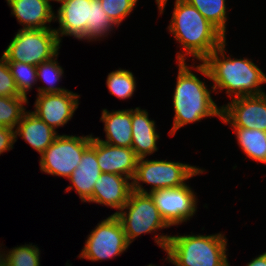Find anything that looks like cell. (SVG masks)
Returning a JSON list of instances; mask_svg holds the SVG:
<instances>
[{
  "label": "cell",
  "instance_id": "obj_28",
  "mask_svg": "<svg viewBox=\"0 0 266 266\" xmlns=\"http://www.w3.org/2000/svg\"><path fill=\"white\" fill-rule=\"evenodd\" d=\"M6 253L7 266H41L40 249L32 243L14 247Z\"/></svg>",
  "mask_w": 266,
  "mask_h": 266
},
{
  "label": "cell",
  "instance_id": "obj_34",
  "mask_svg": "<svg viewBox=\"0 0 266 266\" xmlns=\"http://www.w3.org/2000/svg\"><path fill=\"white\" fill-rule=\"evenodd\" d=\"M0 248H1V246H0ZM0 266H7V254L3 250L0 251Z\"/></svg>",
  "mask_w": 266,
  "mask_h": 266
},
{
  "label": "cell",
  "instance_id": "obj_19",
  "mask_svg": "<svg viewBox=\"0 0 266 266\" xmlns=\"http://www.w3.org/2000/svg\"><path fill=\"white\" fill-rule=\"evenodd\" d=\"M58 132L49 127L30 110L26 111L15 129L17 136L25 140L40 155L54 142Z\"/></svg>",
  "mask_w": 266,
  "mask_h": 266
},
{
  "label": "cell",
  "instance_id": "obj_14",
  "mask_svg": "<svg viewBox=\"0 0 266 266\" xmlns=\"http://www.w3.org/2000/svg\"><path fill=\"white\" fill-rule=\"evenodd\" d=\"M131 192L130 178L102 172L95 182L92 197L88 202L117 209L115 215L127 204Z\"/></svg>",
  "mask_w": 266,
  "mask_h": 266
},
{
  "label": "cell",
  "instance_id": "obj_17",
  "mask_svg": "<svg viewBox=\"0 0 266 266\" xmlns=\"http://www.w3.org/2000/svg\"><path fill=\"white\" fill-rule=\"evenodd\" d=\"M11 14L23 28L47 29L54 21V11L50 1L55 0H6ZM49 25V26H48Z\"/></svg>",
  "mask_w": 266,
  "mask_h": 266
},
{
  "label": "cell",
  "instance_id": "obj_29",
  "mask_svg": "<svg viewBox=\"0 0 266 266\" xmlns=\"http://www.w3.org/2000/svg\"><path fill=\"white\" fill-rule=\"evenodd\" d=\"M103 11L114 22L116 27L134 10L138 0H99Z\"/></svg>",
  "mask_w": 266,
  "mask_h": 266
},
{
  "label": "cell",
  "instance_id": "obj_21",
  "mask_svg": "<svg viewBox=\"0 0 266 266\" xmlns=\"http://www.w3.org/2000/svg\"><path fill=\"white\" fill-rule=\"evenodd\" d=\"M232 129L244 154L251 160L266 164V132L247 128Z\"/></svg>",
  "mask_w": 266,
  "mask_h": 266
},
{
  "label": "cell",
  "instance_id": "obj_7",
  "mask_svg": "<svg viewBox=\"0 0 266 266\" xmlns=\"http://www.w3.org/2000/svg\"><path fill=\"white\" fill-rule=\"evenodd\" d=\"M115 216L119 219L129 244L141 234H152L157 230L170 228L150 194L132 191L127 204Z\"/></svg>",
  "mask_w": 266,
  "mask_h": 266
},
{
  "label": "cell",
  "instance_id": "obj_30",
  "mask_svg": "<svg viewBox=\"0 0 266 266\" xmlns=\"http://www.w3.org/2000/svg\"><path fill=\"white\" fill-rule=\"evenodd\" d=\"M0 96L16 97L21 96L17 89L15 80L11 74L6 58H0Z\"/></svg>",
  "mask_w": 266,
  "mask_h": 266
},
{
  "label": "cell",
  "instance_id": "obj_33",
  "mask_svg": "<svg viewBox=\"0 0 266 266\" xmlns=\"http://www.w3.org/2000/svg\"><path fill=\"white\" fill-rule=\"evenodd\" d=\"M157 3V7L159 10L160 15L163 13V11L165 10L164 8L166 7L167 1L168 0H155Z\"/></svg>",
  "mask_w": 266,
  "mask_h": 266
},
{
  "label": "cell",
  "instance_id": "obj_18",
  "mask_svg": "<svg viewBox=\"0 0 266 266\" xmlns=\"http://www.w3.org/2000/svg\"><path fill=\"white\" fill-rule=\"evenodd\" d=\"M132 144L135 155L143 158L158 150L157 141L160 135L156 131V122L149 119L148 111L136 107L131 109Z\"/></svg>",
  "mask_w": 266,
  "mask_h": 266
},
{
  "label": "cell",
  "instance_id": "obj_5",
  "mask_svg": "<svg viewBox=\"0 0 266 266\" xmlns=\"http://www.w3.org/2000/svg\"><path fill=\"white\" fill-rule=\"evenodd\" d=\"M204 169L167 160H147L138 158L136 172L132 180V191L149 194L152 191L167 188H177L186 184L191 177L202 174ZM151 185L150 190L140 183Z\"/></svg>",
  "mask_w": 266,
  "mask_h": 266
},
{
  "label": "cell",
  "instance_id": "obj_24",
  "mask_svg": "<svg viewBox=\"0 0 266 266\" xmlns=\"http://www.w3.org/2000/svg\"><path fill=\"white\" fill-rule=\"evenodd\" d=\"M58 55L59 53L52 59L42 62L36 66L37 81L41 80L47 84V86L37 87L38 94L62 93L67 91L65 88L56 86L57 82L62 79L64 73L63 68L57 61Z\"/></svg>",
  "mask_w": 266,
  "mask_h": 266
},
{
  "label": "cell",
  "instance_id": "obj_1",
  "mask_svg": "<svg viewBox=\"0 0 266 266\" xmlns=\"http://www.w3.org/2000/svg\"><path fill=\"white\" fill-rule=\"evenodd\" d=\"M226 41L216 48L194 70L210 79L214 92L225 90L230 98L258 96L264 94L261 88L266 83V74L249 58H230L226 56ZM234 95V97H232Z\"/></svg>",
  "mask_w": 266,
  "mask_h": 266
},
{
  "label": "cell",
  "instance_id": "obj_6",
  "mask_svg": "<svg viewBox=\"0 0 266 266\" xmlns=\"http://www.w3.org/2000/svg\"><path fill=\"white\" fill-rule=\"evenodd\" d=\"M60 43L54 28L20 29L5 49L3 56L7 61L37 66L56 56Z\"/></svg>",
  "mask_w": 266,
  "mask_h": 266
},
{
  "label": "cell",
  "instance_id": "obj_27",
  "mask_svg": "<svg viewBox=\"0 0 266 266\" xmlns=\"http://www.w3.org/2000/svg\"><path fill=\"white\" fill-rule=\"evenodd\" d=\"M7 63L19 94L27 98L28 91L37 83L36 66L16 61H7Z\"/></svg>",
  "mask_w": 266,
  "mask_h": 266
},
{
  "label": "cell",
  "instance_id": "obj_8",
  "mask_svg": "<svg viewBox=\"0 0 266 266\" xmlns=\"http://www.w3.org/2000/svg\"><path fill=\"white\" fill-rule=\"evenodd\" d=\"M92 134L58 135L40 155V170L46 174L69 178L79 165L84 151L91 145Z\"/></svg>",
  "mask_w": 266,
  "mask_h": 266
},
{
  "label": "cell",
  "instance_id": "obj_12",
  "mask_svg": "<svg viewBox=\"0 0 266 266\" xmlns=\"http://www.w3.org/2000/svg\"><path fill=\"white\" fill-rule=\"evenodd\" d=\"M79 98L80 95L69 90L62 93L37 94L35 110L31 112L56 131V128L65 126L72 119L78 108Z\"/></svg>",
  "mask_w": 266,
  "mask_h": 266
},
{
  "label": "cell",
  "instance_id": "obj_11",
  "mask_svg": "<svg viewBox=\"0 0 266 266\" xmlns=\"http://www.w3.org/2000/svg\"><path fill=\"white\" fill-rule=\"evenodd\" d=\"M221 120L232 128L257 129L266 132V93L240 96L224 104Z\"/></svg>",
  "mask_w": 266,
  "mask_h": 266
},
{
  "label": "cell",
  "instance_id": "obj_32",
  "mask_svg": "<svg viewBox=\"0 0 266 266\" xmlns=\"http://www.w3.org/2000/svg\"><path fill=\"white\" fill-rule=\"evenodd\" d=\"M246 266H266V252L253 258Z\"/></svg>",
  "mask_w": 266,
  "mask_h": 266
},
{
  "label": "cell",
  "instance_id": "obj_26",
  "mask_svg": "<svg viewBox=\"0 0 266 266\" xmlns=\"http://www.w3.org/2000/svg\"><path fill=\"white\" fill-rule=\"evenodd\" d=\"M106 85L111 95L122 100L131 98L136 89L133 73L121 68L108 73Z\"/></svg>",
  "mask_w": 266,
  "mask_h": 266
},
{
  "label": "cell",
  "instance_id": "obj_3",
  "mask_svg": "<svg viewBox=\"0 0 266 266\" xmlns=\"http://www.w3.org/2000/svg\"><path fill=\"white\" fill-rule=\"evenodd\" d=\"M178 76L174 88L172 104L174 108L173 126L169 134L174 136L177 130L188 124L200 122L203 118L219 117L222 107L215 103L205 81L200 80L191 69L194 65L178 62ZM190 66V67H189Z\"/></svg>",
  "mask_w": 266,
  "mask_h": 266
},
{
  "label": "cell",
  "instance_id": "obj_2",
  "mask_svg": "<svg viewBox=\"0 0 266 266\" xmlns=\"http://www.w3.org/2000/svg\"><path fill=\"white\" fill-rule=\"evenodd\" d=\"M174 4L167 29L182 47L177 52V62H186L189 55L193 61L198 59L201 63L226 41V37L186 0H175Z\"/></svg>",
  "mask_w": 266,
  "mask_h": 266
},
{
  "label": "cell",
  "instance_id": "obj_23",
  "mask_svg": "<svg viewBox=\"0 0 266 266\" xmlns=\"http://www.w3.org/2000/svg\"><path fill=\"white\" fill-rule=\"evenodd\" d=\"M226 37V0H186Z\"/></svg>",
  "mask_w": 266,
  "mask_h": 266
},
{
  "label": "cell",
  "instance_id": "obj_4",
  "mask_svg": "<svg viewBox=\"0 0 266 266\" xmlns=\"http://www.w3.org/2000/svg\"><path fill=\"white\" fill-rule=\"evenodd\" d=\"M154 242L167 254L166 260L175 266H229L227 238L222 233L200 235L156 234Z\"/></svg>",
  "mask_w": 266,
  "mask_h": 266
},
{
  "label": "cell",
  "instance_id": "obj_13",
  "mask_svg": "<svg viewBox=\"0 0 266 266\" xmlns=\"http://www.w3.org/2000/svg\"><path fill=\"white\" fill-rule=\"evenodd\" d=\"M60 2L57 14H54V22L58 21L59 28L55 32L61 42V37L73 36L82 40L90 23L92 0H55Z\"/></svg>",
  "mask_w": 266,
  "mask_h": 266
},
{
  "label": "cell",
  "instance_id": "obj_15",
  "mask_svg": "<svg viewBox=\"0 0 266 266\" xmlns=\"http://www.w3.org/2000/svg\"><path fill=\"white\" fill-rule=\"evenodd\" d=\"M96 158L101 172L119 174L133 180L138 157L131 147L106 144L96 137Z\"/></svg>",
  "mask_w": 266,
  "mask_h": 266
},
{
  "label": "cell",
  "instance_id": "obj_31",
  "mask_svg": "<svg viewBox=\"0 0 266 266\" xmlns=\"http://www.w3.org/2000/svg\"><path fill=\"white\" fill-rule=\"evenodd\" d=\"M15 142V130L9 127H0V155L12 150Z\"/></svg>",
  "mask_w": 266,
  "mask_h": 266
},
{
  "label": "cell",
  "instance_id": "obj_16",
  "mask_svg": "<svg viewBox=\"0 0 266 266\" xmlns=\"http://www.w3.org/2000/svg\"><path fill=\"white\" fill-rule=\"evenodd\" d=\"M101 170L96 158V137L92 135L91 145L84 151L82 159L68 180L71 185L66 187L69 192L75 188L82 202H88L93 193L96 180L101 175Z\"/></svg>",
  "mask_w": 266,
  "mask_h": 266
},
{
  "label": "cell",
  "instance_id": "obj_10",
  "mask_svg": "<svg viewBox=\"0 0 266 266\" xmlns=\"http://www.w3.org/2000/svg\"><path fill=\"white\" fill-rule=\"evenodd\" d=\"M149 194L169 227L187 222L197 211L198 198L187 183L177 188L152 191Z\"/></svg>",
  "mask_w": 266,
  "mask_h": 266
},
{
  "label": "cell",
  "instance_id": "obj_20",
  "mask_svg": "<svg viewBox=\"0 0 266 266\" xmlns=\"http://www.w3.org/2000/svg\"><path fill=\"white\" fill-rule=\"evenodd\" d=\"M100 121L104 123L106 139L98 140L119 147H131L132 144V122L131 109L112 110L103 109Z\"/></svg>",
  "mask_w": 266,
  "mask_h": 266
},
{
  "label": "cell",
  "instance_id": "obj_25",
  "mask_svg": "<svg viewBox=\"0 0 266 266\" xmlns=\"http://www.w3.org/2000/svg\"><path fill=\"white\" fill-rule=\"evenodd\" d=\"M28 98L24 96L4 97L0 96V127L16 129L26 112L25 104Z\"/></svg>",
  "mask_w": 266,
  "mask_h": 266
},
{
  "label": "cell",
  "instance_id": "obj_9",
  "mask_svg": "<svg viewBox=\"0 0 266 266\" xmlns=\"http://www.w3.org/2000/svg\"><path fill=\"white\" fill-rule=\"evenodd\" d=\"M130 246L119 219L111 214L90 232L79 258L90 261L109 260Z\"/></svg>",
  "mask_w": 266,
  "mask_h": 266
},
{
  "label": "cell",
  "instance_id": "obj_22",
  "mask_svg": "<svg viewBox=\"0 0 266 266\" xmlns=\"http://www.w3.org/2000/svg\"><path fill=\"white\" fill-rule=\"evenodd\" d=\"M91 14L90 23L87 26V32L82 39L89 41H100L101 38L108 36L114 30L115 24L103 11L101 2L99 0H92L90 2Z\"/></svg>",
  "mask_w": 266,
  "mask_h": 266
}]
</instances>
